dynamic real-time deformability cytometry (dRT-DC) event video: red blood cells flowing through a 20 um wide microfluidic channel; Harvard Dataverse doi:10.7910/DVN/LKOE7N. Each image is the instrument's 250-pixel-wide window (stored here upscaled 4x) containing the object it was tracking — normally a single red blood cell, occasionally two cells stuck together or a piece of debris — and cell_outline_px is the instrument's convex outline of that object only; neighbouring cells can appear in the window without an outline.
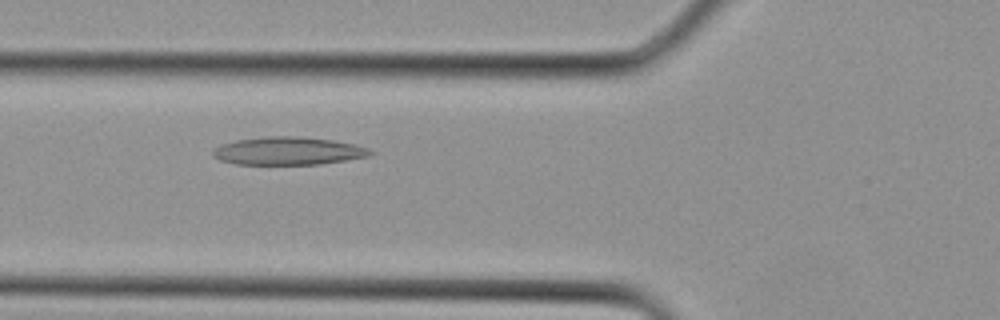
{"species": "Egyptian fruit bat (a non-hibernating species)", "species_latin": "Rousettus aegyptiacus", "temperature_condition": "cold", "stored_images_in_passage": 6, "camera_frame_rate_fps": 3000, "um_per_image_px": 0.085, "animal": {"sex": "female"}, "frame": {"image": 1, "passage_image": 6, "time_ms": 1.667, "image_size_px": [1000, 320], "cell_outline_px": [[376, 152], [368, 156], [320, 164], [236, 164], [220, 160], [212, 156], [212, 148], [220, 144], [236, 140], [268, 136], [296, 136], [332, 140], [352, 144], [368, 148]], "centroid_in_image_um": [24.44, 12.83], "position_along_channel_um": 101.4, "area_um2": 25.55}}